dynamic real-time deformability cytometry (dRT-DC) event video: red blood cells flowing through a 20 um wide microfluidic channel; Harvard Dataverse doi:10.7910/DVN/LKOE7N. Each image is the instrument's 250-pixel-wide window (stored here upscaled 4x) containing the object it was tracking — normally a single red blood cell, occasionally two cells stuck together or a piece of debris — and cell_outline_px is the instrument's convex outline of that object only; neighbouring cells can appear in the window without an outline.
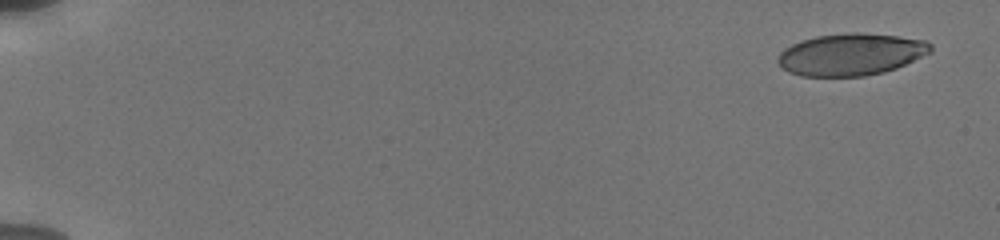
{"species": "human", "species_latin": "Homo sapiens", "temperature_condition": "cold", "stored_images_in_passage": 7, "camera_frame_rate_fps": 3000, "um_per_image_px": 0.085, "donor": {"sex": "male"}, "frame": {"image": 1, "passage_image": 1, "time_ms": 0.0, "image_size_px": [1000, 240], "cell_outline_px": [[932, 52], [896, 68], [884, 72], [864, 76], [800, 76], [788, 72], [776, 60], [780, 52], [784, 48], [800, 40], [816, 36], [848, 32], [860, 32], [900, 36], [928, 40], [932, 44]], "centroid_in_image_um": [72.35, 4.61], "position_along_channel_um": 12.7, "area_um2": 37.74}}
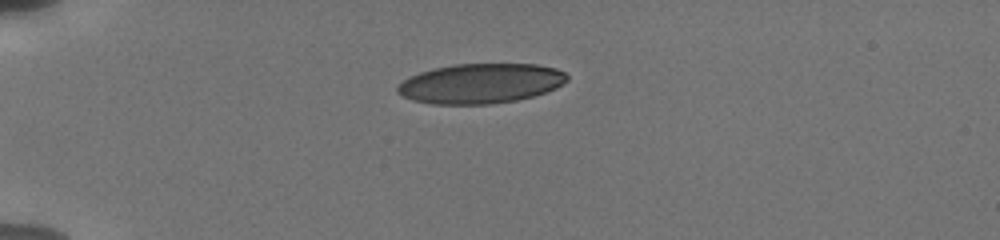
{"frame": {"image": 2, "passage_image": 5, "time_ms": 4.333, "image_size_px": [1000, 240], "cell_outline_px": [[568, 80], [556, 88], [532, 96], [516, 100], [488, 104], [432, 104], [412, 100], [396, 92], [396, 88], [408, 76], [432, 68], [452, 64], [536, 64], [556, 68], [564, 72], [568, 76]], "centroid_in_image_um": [40.83, 7.08], "position_along_channel_um": 44.2, "area_um2": 39.42}}